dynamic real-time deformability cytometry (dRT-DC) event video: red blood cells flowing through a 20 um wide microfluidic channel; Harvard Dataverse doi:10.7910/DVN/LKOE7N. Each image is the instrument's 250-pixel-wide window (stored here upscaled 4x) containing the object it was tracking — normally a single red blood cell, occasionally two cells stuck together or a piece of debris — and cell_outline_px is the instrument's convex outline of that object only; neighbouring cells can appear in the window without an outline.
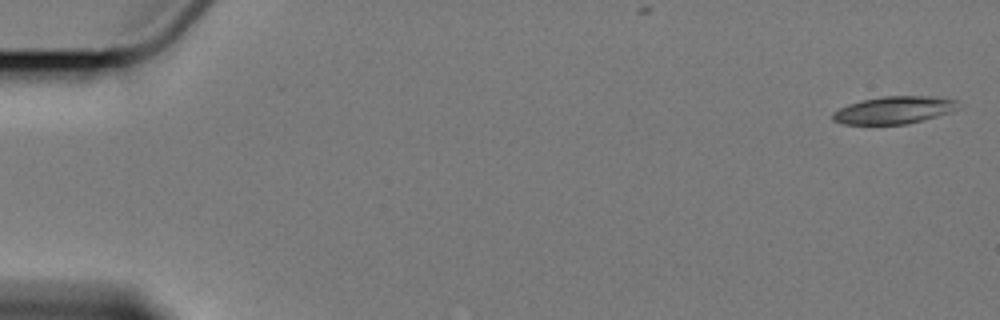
{"species": "Egyptian fruit bat (a non-hibernating species)", "species_latin": "Rousettus aegyptiacus", "temperature_condition": "cold", "stored_images_in_passage": 2, "camera_frame_rate_fps": 3000, "um_per_image_px": 0.085, "animal": {"sex": "female"}, "frame": {"image": 1, "passage_image": 1, "time_ms": 0.0, "image_size_px": [1000, 320], "cell_outline_px": [[960, 108], [952, 112], [904, 124], [844, 124], [832, 120], [832, 112], [848, 104], [864, 100], [884, 96], [936, 96], [956, 100]], "centroid_in_image_um": [76.0, 9.35], "position_along_channel_um": 9.0, "area_um2": 19.94}}